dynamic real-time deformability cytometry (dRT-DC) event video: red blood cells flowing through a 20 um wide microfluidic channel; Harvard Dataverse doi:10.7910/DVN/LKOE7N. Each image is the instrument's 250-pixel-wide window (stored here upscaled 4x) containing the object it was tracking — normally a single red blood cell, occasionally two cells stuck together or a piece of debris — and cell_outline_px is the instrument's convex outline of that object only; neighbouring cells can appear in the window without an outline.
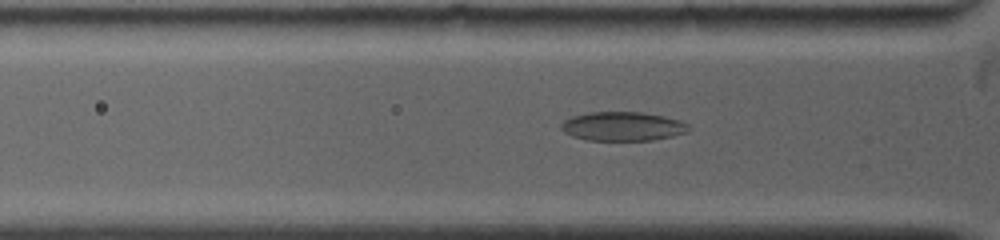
{"species": "common noctule bat (a hibernating species)", "species_latin": "Nyctalus noctula", "temperature_condition": "warm", "stored_images_in_passage": 48, "camera_frame_rate_fps": 5000, "um_per_image_px": 0.085, "animal": {"sex": "female", "body_mass_g": 19.0, "forearm_length_mm": 53.3}, "frame": {"image": 1, "passage_image": 12, "time_ms": 2.4, "image_size_px": [1000, 240], "cell_outline_px": [[692, 128], [688, 132], [672, 136], [652, 140], [588, 140], [572, 136], [564, 132], [560, 128], [560, 124], [564, 120], [572, 116], [588, 112], [640, 112], [664, 116], [680, 120], [688, 124]], "centroid_in_image_um": [52.93, 10.73], "position_along_channel_um": 72.9, "area_um2": 21.68}}
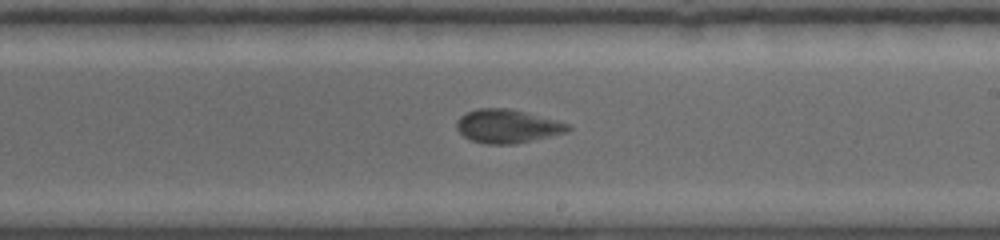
{"frame": {"image": 2, "passage_image": 31, "time_ms": 6.8, "image_size_px": [1000, 240], "cell_outline_px": [[572, 128], [568, 132], [516, 144], [488, 144], [472, 140], [464, 136], [456, 128], [456, 120], [460, 116], [476, 108], [508, 108], [524, 112], [568, 124]], "centroid_in_image_um": [43.1, 10.73], "position_along_channel_um": 245.9, "area_um2": 21.56}}
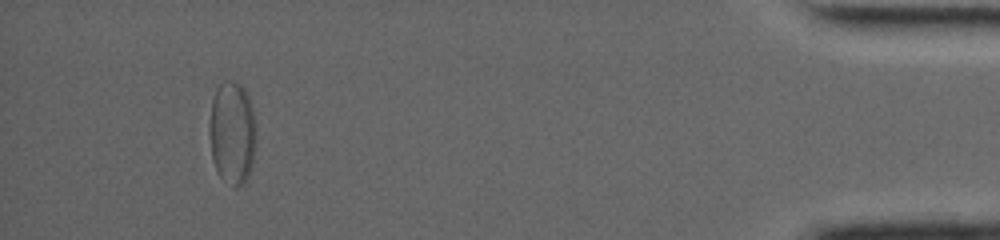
{"frame": {"image": 3, "passage_image": 47, "time_ms": 13.4, "image_size_px": [1000, 240], "cell_outline_px": [[256, 144], [252, 164], [248, 176], [236, 188], [220, 176], [216, 172], [212, 160], [208, 136], [208, 128], [212, 100], [216, 88], [224, 80], [236, 80], [244, 88], [248, 96], [252, 108], [256, 132]], "centroid_in_image_um": [19.71, 11.26], "position_along_channel_um": 415.5, "area_um2": 28.55}, "authors_computed_cell_mechanics": {"area_um2": 22.1374, "velocity_mm_per_s": 3.9317, "shape_relaxation_time_tau1_ms": 7.9829, "shape_relaxation_time_tau2_ms": 1.7379, "deformation_change_tau1": 0.1766, "deformation_change_tau2": 0.0582}}